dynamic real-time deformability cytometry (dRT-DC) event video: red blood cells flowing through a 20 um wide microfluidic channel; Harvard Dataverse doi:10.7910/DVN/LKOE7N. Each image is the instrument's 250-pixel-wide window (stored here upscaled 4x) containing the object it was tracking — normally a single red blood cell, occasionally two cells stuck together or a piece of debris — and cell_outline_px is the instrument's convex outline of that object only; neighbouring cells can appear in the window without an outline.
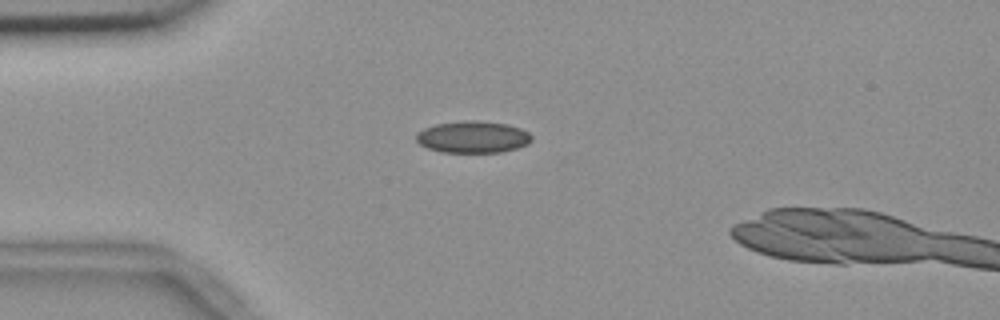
{"species": "common noctule bat (a hibernating species)", "species_latin": "Nyctalus noctula", "temperature_condition": "room temperature", "stored_images_in_passage": 3, "camera_frame_rate_fps": 3000, "um_per_image_px": 0.085, "animal": {"sex": "female", "body_mass_g": 18.4}, "frame": {"image": 1, "passage_image": 1, "time_ms": 0.0, "image_size_px": [1000, 320], "cell_outline_px": [[532, 140], [528, 144], [516, 148], [500, 152], [440, 152], [428, 148], [420, 144], [416, 140], [416, 132], [424, 128], [436, 124], [464, 120], [476, 120], [508, 124], [520, 128], [528, 132], [532, 136]], "centroid_in_image_um": [40.19, 11.63], "position_along_channel_um": 44.8, "area_um2": 21.5}}